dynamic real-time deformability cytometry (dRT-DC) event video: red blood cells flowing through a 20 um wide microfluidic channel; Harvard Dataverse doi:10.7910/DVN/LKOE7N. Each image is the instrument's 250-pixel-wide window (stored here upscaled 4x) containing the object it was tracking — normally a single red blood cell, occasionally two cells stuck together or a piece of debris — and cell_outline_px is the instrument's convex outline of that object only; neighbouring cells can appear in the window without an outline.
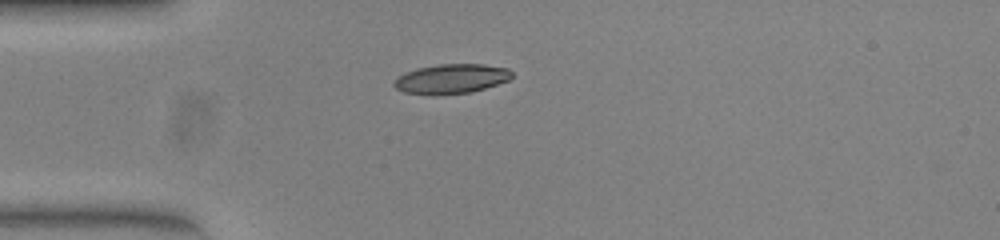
{"species": "common noctule bat (a hibernating species)", "species_latin": "Nyctalus noctula", "temperature_condition": "warm", "stored_images_in_passage": 39, "camera_frame_rate_fps": 3000, "um_per_image_px": 0.085, "animal": {"sex": "female", "body_mass_g": 23.0, "forearm_length_mm": 53.4}, "frame": {"image": 1, "passage_image": 1, "time_ms": 0.0, "image_size_px": [1000, 240], "cell_outline_px": [[512, 76], [508, 80], [472, 92], [436, 96], [404, 92], [396, 88], [392, 84], [404, 72], [416, 68], [440, 64], [484, 64], [508, 68], [512, 72]], "centroid_in_image_um": [38.34, 6.7], "position_along_channel_um": 46.7, "area_um2": 20.4}}
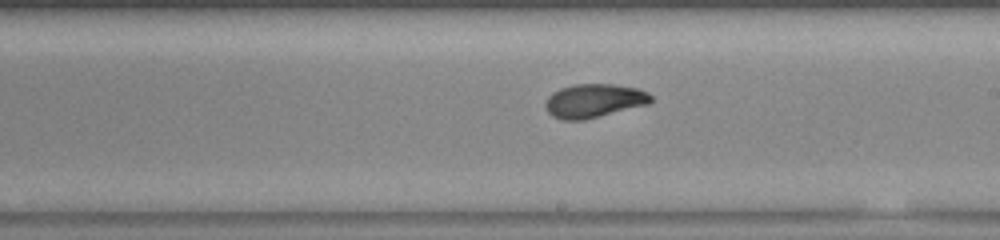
{"frame": {"image": 2, "passage_image": 17, "time_ms": 5.333, "image_size_px": [1000, 240], "cell_outline_px": [[652, 100], [648, 104], [584, 120], [564, 120], [552, 116], [548, 112], [544, 104], [548, 96], [552, 92], [560, 88], [576, 84], [612, 84], [636, 88], [648, 92], [652, 96]], "centroid_in_image_um": [50.47, 8.56], "position_along_channel_um": 238.5, "area_um2": 20.69}}
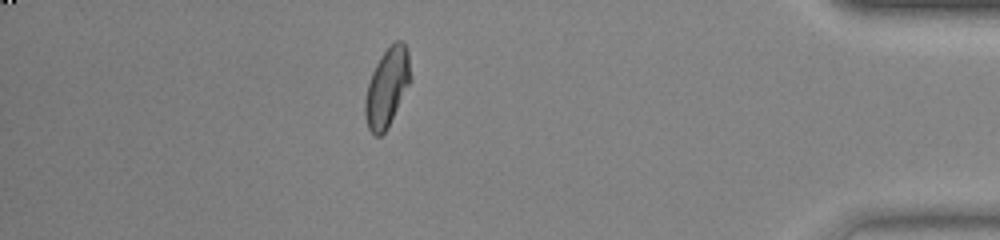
{"frame": {"image": 3, "passage_image": 33, "time_ms": 10.667, "image_size_px": [1000, 240], "cell_outline_px": [[412, 80], [388, 128], [380, 136], [376, 136], [368, 128], [364, 116], [364, 100], [368, 84], [372, 72], [380, 56], [396, 40], [400, 40], [408, 48]], "centroid_in_image_um": [32.91, 7.44], "position_along_channel_um": 402.3, "area_um2": 21.04}, "authors_computed_cell_mechanics": {"area_um2": 20.6924, "velocity_mm_per_s": 3.9071, "shape_relaxation_time_tau1_ms": 6.3634, "shape_relaxation_time_tau2_ms": 1.6366, "deformation_change_tau1": 0.202, "deformation_change_tau2": 0.0527}}